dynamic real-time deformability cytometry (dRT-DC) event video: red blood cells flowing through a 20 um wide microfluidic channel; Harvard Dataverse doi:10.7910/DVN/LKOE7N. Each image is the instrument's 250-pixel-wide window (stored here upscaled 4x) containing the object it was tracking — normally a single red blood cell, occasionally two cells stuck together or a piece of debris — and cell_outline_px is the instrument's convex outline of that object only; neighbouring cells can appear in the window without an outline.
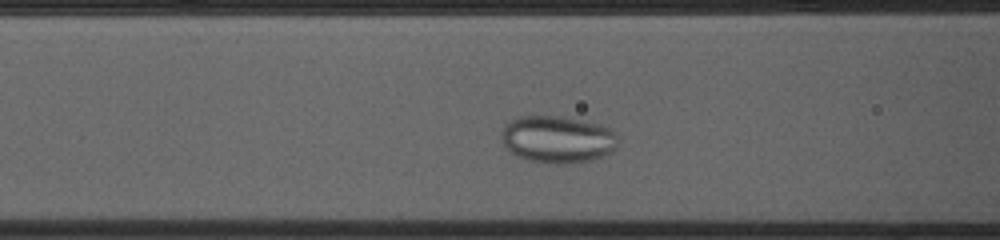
{"species": "common noctule bat (a hibernating species)", "species_latin": "Nyctalus noctula", "temperature_condition": "cold", "stored_images_in_passage": 35, "camera_frame_rate_fps": 3000, "um_per_image_px": 0.085, "animal": {"sex": "female", "body_mass_g": 23.0, "forearm_length_mm": 53.4}, "frame": {"image": 1, "passage_image": 11, "time_ms": 3.333, "image_size_px": [1000, 240], "cell_outline_px": [[620, 140], [616, 148], [612, 152], [588, 160], [572, 164], [560, 164], [528, 160], [516, 156], [504, 144], [500, 136], [500, 132], [504, 124], [520, 116], [560, 116], [600, 124], [608, 128]], "centroid_in_image_um": [47.37, 11.84], "position_along_channel_um": 119.2, "area_um2": 32.02}}
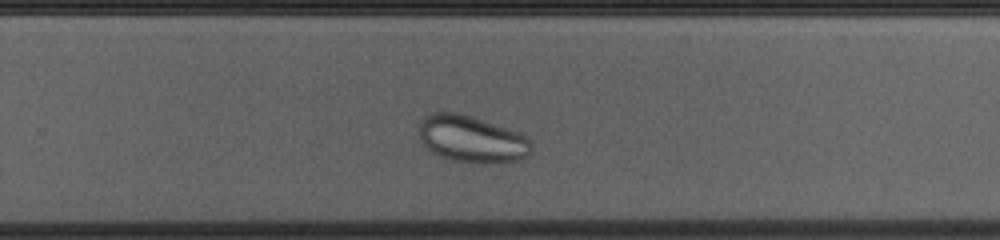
{"frame": {"image": 2, "passage_image": 25, "time_ms": 8.0, "image_size_px": [1000, 240], "cell_outline_px": [[532, 152], [528, 156], [520, 160], [488, 164], [480, 164], [452, 160], [440, 156], [432, 152], [420, 140], [420, 120], [424, 116], [432, 112], [456, 112], [508, 128], [520, 132], [528, 136], [532, 140]], "centroid_in_image_um": [40.15, 11.84], "position_along_channel_um": 289.7, "area_um2": 31.04}}
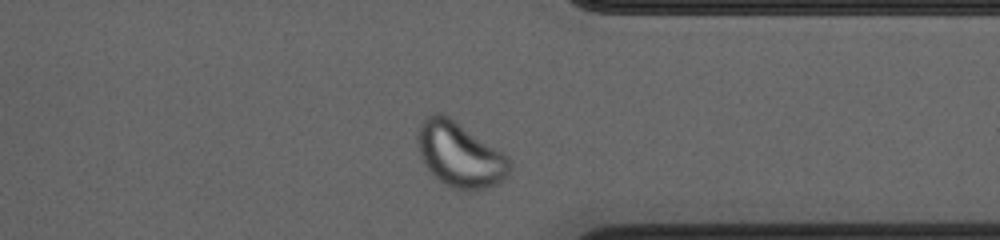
{"frame": {"image": 3, "passage_image": 32, "time_ms": 10.333, "image_size_px": [1000, 240], "cell_outline_px": [[512, 168], [500, 184], [484, 188], [452, 188], [444, 184], [424, 164], [416, 140], [416, 136], [420, 124], [428, 116], [436, 112], [444, 112], [504, 152], [508, 156], [512, 164]], "centroid_in_image_um": [39.11, 13.1], "position_along_channel_um": 372.3, "area_um2": 34.85}}